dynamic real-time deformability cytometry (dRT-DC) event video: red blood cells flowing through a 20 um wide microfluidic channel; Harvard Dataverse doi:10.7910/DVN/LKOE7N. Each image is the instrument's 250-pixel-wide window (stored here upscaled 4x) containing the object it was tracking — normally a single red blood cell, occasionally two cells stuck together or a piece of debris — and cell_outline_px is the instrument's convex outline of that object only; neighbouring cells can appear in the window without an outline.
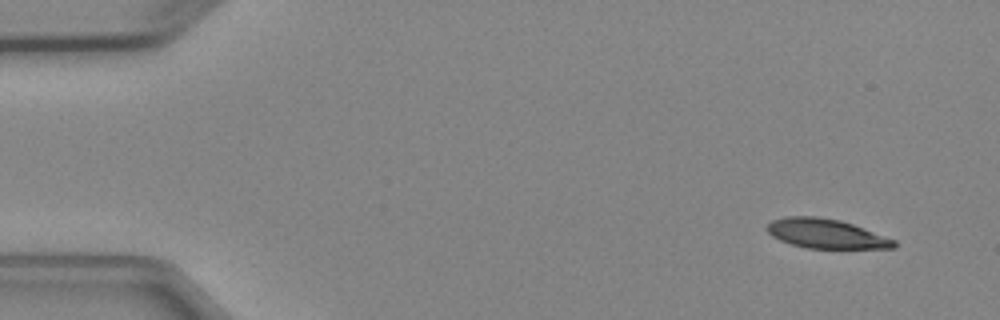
{"species": "Egyptian fruit bat (a non-hibernating species)", "species_latin": "Rousettus aegyptiacus", "temperature_condition": "cold", "stored_images_in_passage": 4, "camera_frame_rate_fps": 3000, "um_per_image_px": 0.085, "animal": {"sex": "female"}, "frame": {"image": 1, "passage_image": 1, "time_ms": 0.0, "image_size_px": [1000, 320], "cell_outline_px": [[896, 248], [804, 248], [780, 240], [772, 236], [764, 228], [772, 220], [784, 216], [816, 216], [840, 220], [852, 224], [896, 240]], "centroid_in_image_um": [70.18, 19.85], "position_along_channel_um": 14.8, "area_um2": 21.73}}
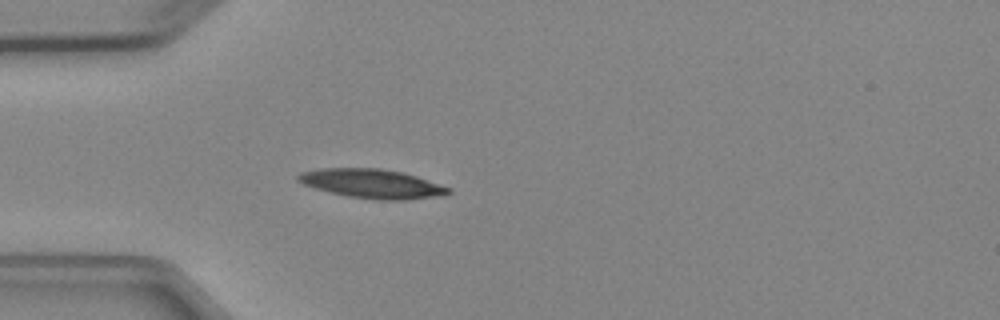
{"frame": {"image": 2, "passage_image": 4, "time_ms": 3.667, "image_size_px": [1000, 320], "cell_outline_px": [[452, 192], [444, 196], [404, 200], [376, 200], [348, 196], [316, 188], [304, 184], [296, 180], [296, 176], [300, 172], [320, 168], [380, 168], [400, 172], [416, 176], [452, 188]], "centroid_in_image_um": [31.66, 15.61], "position_along_channel_um": 53.3, "area_um2": 25.55}}